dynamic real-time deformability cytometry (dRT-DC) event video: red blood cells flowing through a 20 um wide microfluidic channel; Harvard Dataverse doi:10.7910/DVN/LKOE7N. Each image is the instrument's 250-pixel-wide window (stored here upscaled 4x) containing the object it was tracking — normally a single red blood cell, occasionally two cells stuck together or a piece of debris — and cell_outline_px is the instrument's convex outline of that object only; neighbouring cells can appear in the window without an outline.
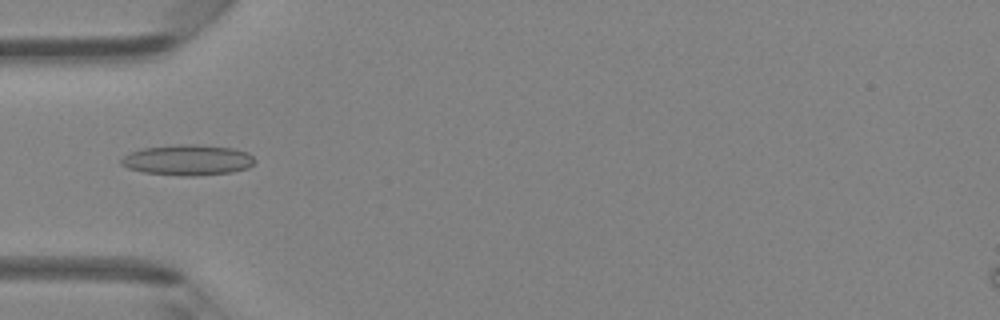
{"species": "Egyptian fruit bat (a non-hibernating species)", "species_latin": "Rousettus aegyptiacus", "temperature_condition": "room temperature", "stored_images_in_passage": 48, "camera_frame_rate_fps": 3000, "um_per_image_px": 0.085, "animal": {"sex": "female"}, "frame": {"image": 1, "passage_image": 16, "time_ms": 5.0, "image_size_px": [1000, 320], "cell_outline_px": [[256, 160], [248, 168], [232, 172], [192, 176], [184, 176], [144, 172], [128, 168], [120, 164], [120, 160], [124, 156], [132, 152], [144, 148], [176, 144], [196, 144], [232, 148], [248, 152]], "centroid_in_image_um": [15.97, 13.6], "position_along_channel_um": 69.0, "area_um2": 23.76}}
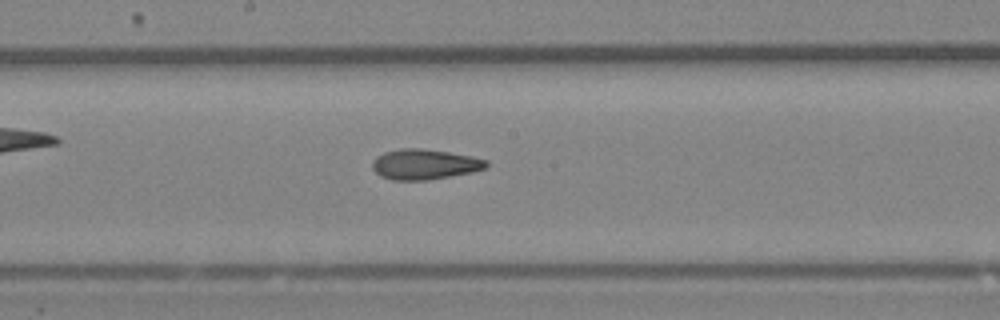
{"frame": {"image": 2, "passage_image": 26, "time_ms": 8.333, "image_size_px": [1000, 320], "cell_outline_px": [[488, 168], [472, 172], [428, 180], [392, 180], [380, 176], [372, 168], [372, 160], [376, 156], [384, 152], [400, 148], [420, 148], [448, 152], [472, 156], [488, 160]], "centroid_in_image_um": [36.08, 13.96], "position_along_channel_um": 212.1, "area_um2": 20.29}}
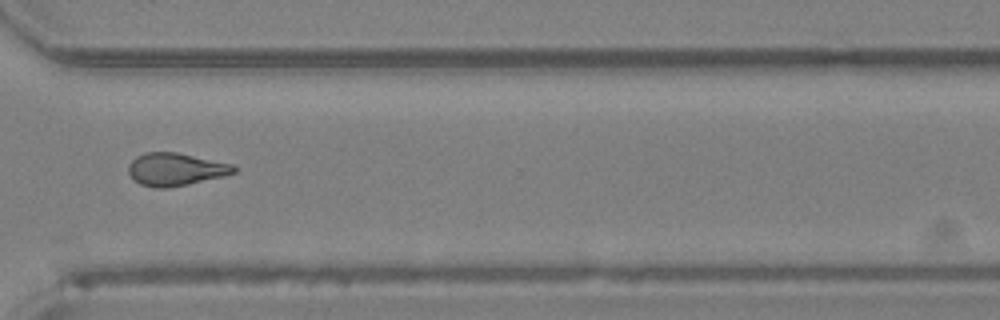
{"frame": {"image": 3, "passage_image": 36, "time_ms": 11.667, "image_size_px": [1000, 320], "cell_outline_px": [[236, 172], [224, 176], [188, 184], [168, 188], [152, 188], [140, 184], [132, 180], [128, 172], [128, 164], [136, 156], [144, 152], [176, 152], [232, 164], [236, 168]], "centroid_in_image_um": [14.87, 14.4], "position_along_channel_um": 355.7, "area_um2": 20.23}, "authors_computed_cell_mechanics": {"area_um2": 20.2589, "velocity_mm_per_s": 4.2981, "shape_relaxation_time_tau1_ms": 5.8437, "shape_relaxation_time_tau2_ms": 2.8086, "deformation_change_tau1": 0.1536, "deformation_change_tau2": 0.0989}}